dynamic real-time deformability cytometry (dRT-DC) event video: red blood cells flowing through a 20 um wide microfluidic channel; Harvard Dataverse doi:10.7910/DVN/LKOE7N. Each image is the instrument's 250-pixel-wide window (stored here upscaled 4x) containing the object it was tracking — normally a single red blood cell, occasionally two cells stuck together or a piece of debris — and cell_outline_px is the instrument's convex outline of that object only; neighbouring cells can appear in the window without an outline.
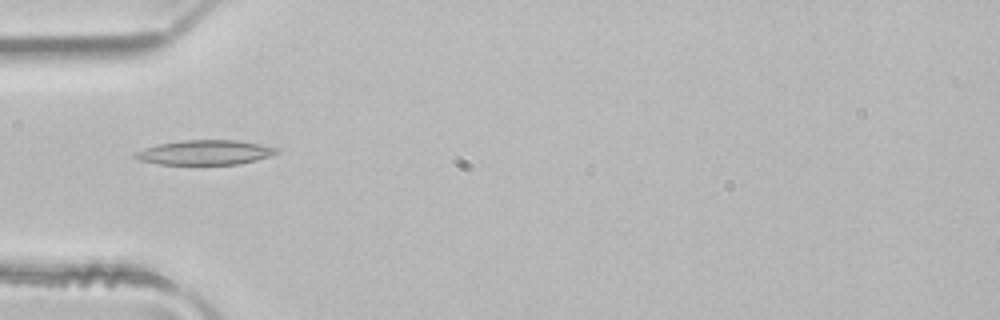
{"species": "common noctule bat (a hibernating species)", "species_latin": "Nyctalus noctula", "temperature_condition": "room temperature", "stored_images_in_passage": 2, "camera_frame_rate_fps": 3000, "um_per_image_px": 0.085, "animal": {"sex": "male", "body_mass_g": 21.5, "forearm_length_mm": 52.0}, "frame": {"image": 1, "passage_image": 2, "time_ms": 0.333, "image_size_px": [1000, 320], "cell_outline_px": [[280, 152], [256, 160], [240, 164], [160, 164], [140, 160], [132, 156], [136, 152], [144, 148], [156, 144], [180, 140], [236, 140], [260, 144], [276, 148]], "centroid_in_image_um": [17.4, 12.95], "position_along_channel_um": 67.6, "area_um2": 20.23}}